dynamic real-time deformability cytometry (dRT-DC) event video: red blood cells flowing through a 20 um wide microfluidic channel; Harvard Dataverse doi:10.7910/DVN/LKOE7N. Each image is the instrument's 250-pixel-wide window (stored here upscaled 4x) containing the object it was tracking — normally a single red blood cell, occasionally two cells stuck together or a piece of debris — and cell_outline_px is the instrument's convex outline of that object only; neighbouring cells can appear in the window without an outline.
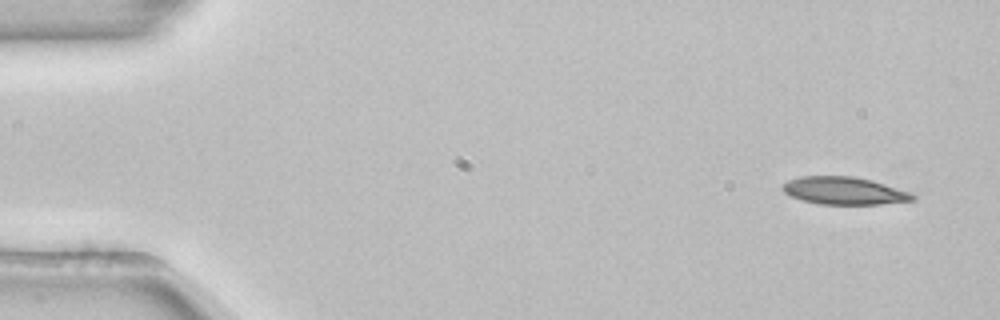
{"species": "common noctule bat (a hibernating species)", "species_latin": "Nyctalus noctula", "temperature_condition": "room temperature", "stored_images_in_passage": 51, "camera_frame_rate_fps": 3000, "um_per_image_px": 0.085, "animal": {"sex": "female", "body_mass_g": 22.7, "forearm_length_mm": 54.2}, "frame": {"image": 1, "passage_image": 1, "time_ms": 0.0, "image_size_px": [1000, 320], "cell_outline_px": [[916, 200], [880, 204], [820, 204], [800, 200], [784, 192], [780, 188], [788, 180], [800, 176], [852, 176], [872, 180], [908, 192], [916, 196]], "centroid_in_image_um": [71.72, 16.21], "position_along_channel_um": 13.3, "area_um2": 20.81}}
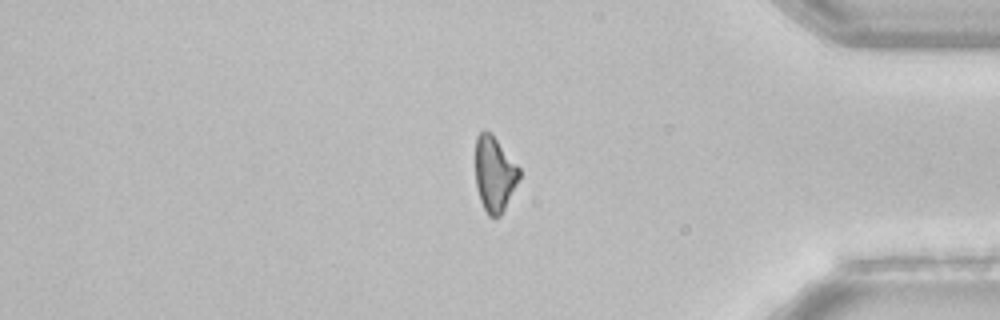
{"frame": {"image": 2, "passage_image": 42, "time_ms": 13.667, "image_size_px": [1000, 320], "cell_outline_px": [[520, 176], [500, 216], [496, 220], [488, 216], [480, 200], [476, 188], [476, 136], [480, 132], [492, 132], [520, 168]], "centroid_in_image_um": [42.02, 14.79], "position_along_channel_um": 393.2, "area_um2": 19.19}}
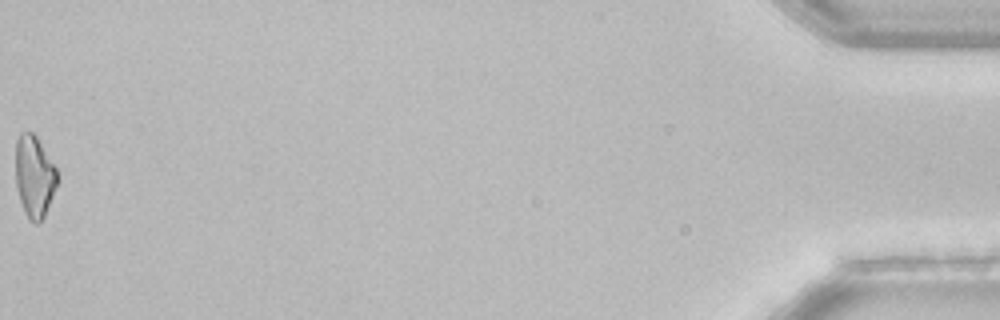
{"frame": {"image": 3, "passage_image": 51, "time_ms": 16.667, "image_size_px": [1000, 320], "cell_outline_px": [[60, 180], [44, 216], [36, 224], [28, 220], [24, 212], [20, 200], [16, 184], [16, 140], [20, 132], [32, 132], [36, 136], [56, 168]], "centroid_in_image_um": [2.93, 15.01], "position_along_channel_um": 432.3, "area_um2": 19.94}, "authors_computed_cell_mechanics": {"area_um2": 21.2126, "velocity_mm_per_s": 3.8798, "shape_relaxation_time_tau1_ms": 2.9067, "shape_relaxation_time_tau2_ms": null, "deformation_change_tau1": 0.1104, "deformation_change_tau2": null}}